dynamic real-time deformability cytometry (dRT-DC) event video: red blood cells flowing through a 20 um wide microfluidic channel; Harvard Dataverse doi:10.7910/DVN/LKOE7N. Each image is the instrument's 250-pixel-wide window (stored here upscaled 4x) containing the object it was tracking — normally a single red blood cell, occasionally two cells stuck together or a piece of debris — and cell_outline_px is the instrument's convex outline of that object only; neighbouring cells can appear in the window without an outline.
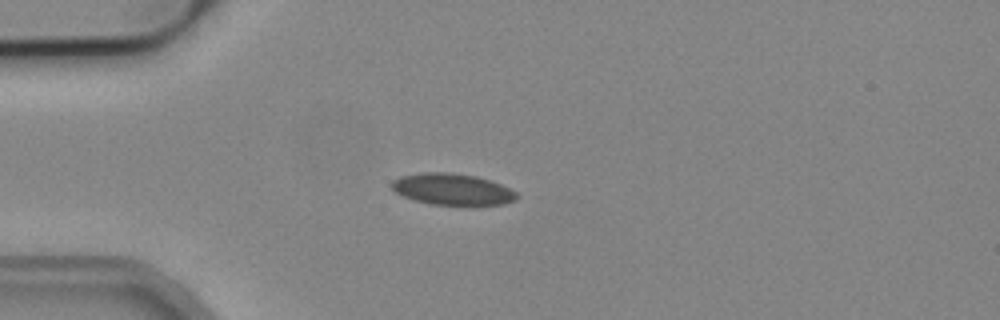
{"species": "common noctule bat (a hibernating species)", "species_latin": "Nyctalus noctula", "temperature_condition": "cold", "stored_images_in_passage": 2, "camera_frame_rate_fps": 3000, "um_per_image_px": 0.085, "animal": {"sex": "male", "body_mass_g": 19.2, "forearm_length_mm": 51.8}, "frame": {"image": 1, "passage_image": 1, "time_ms": 0.0, "image_size_px": [1000, 320], "cell_outline_px": [[520, 196], [516, 200], [504, 204], [472, 208], [432, 204], [416, 200], [404, 196], [396, 192], [388, 184], [392, 180], [400, 176], [424, 172], [452, 172], [476, 176], [500, 184], [516, 192]], "centroid_in_image_um": [38.49, 16.13], "position_along_channel_um": 46.5, "area_um2": 23.76}}